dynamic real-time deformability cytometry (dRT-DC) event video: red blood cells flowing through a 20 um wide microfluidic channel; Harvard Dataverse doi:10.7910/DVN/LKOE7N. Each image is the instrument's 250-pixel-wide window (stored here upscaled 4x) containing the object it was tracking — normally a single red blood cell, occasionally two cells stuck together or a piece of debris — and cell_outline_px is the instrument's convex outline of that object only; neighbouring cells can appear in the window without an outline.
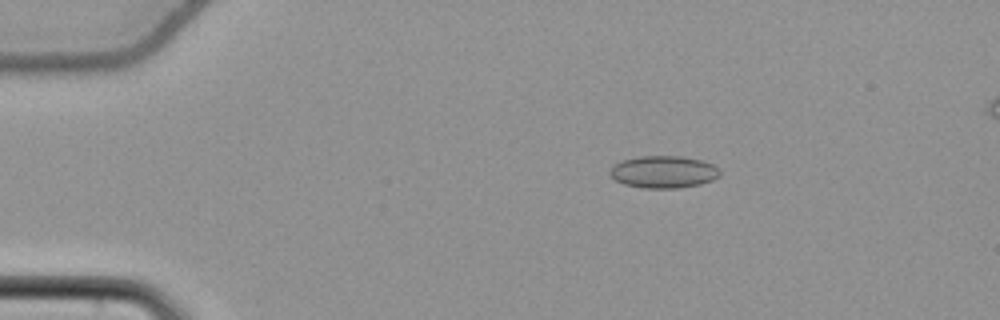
{"species": "common noctule bat (a hibernating species)", "species_latin": "Nyctalus noctula", "temperature_condition": "cold", "stored_images_in_passage": 56, "camera_frame_rate_fps": 3000, "um_per_image_px": 0.085, "animal": {"sex": "female", "body_mass_g": 22.7, "forearm_length_mm": 54.2}, "frame": {"image": 1, "passage_image": 11, "time_ms": 3.333, "image_size_px": [1000, 320], "cell_outline_px": [[720, 176], [712, 180], [700, 184], [680, 188], [644, 188], [624, 184], [616, 180], [608, 172], [612, 164], [620, 160], [640, 156], [684, 156], [700, 160], [712, 164], [720, 172]], "centroid_in_image_um": [56.36, 14.6], "position_along_channel_um": 28.6, "area_um2": 20.75}}
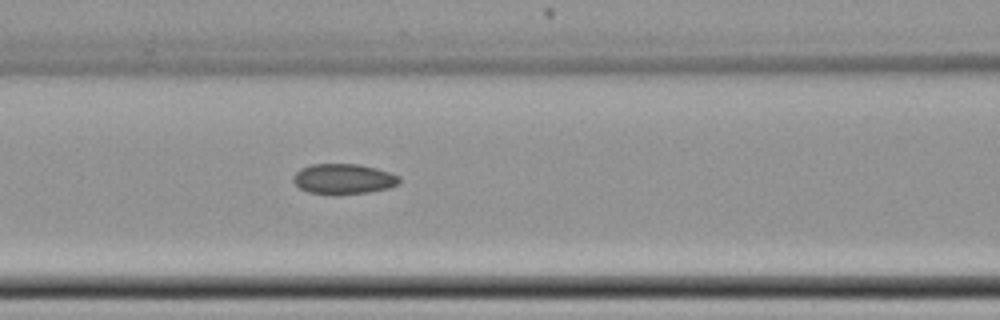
{"frame": {"image": 2, "passage_image": 25, "time_ms": 8.0, "image_size_px": [1000, 320], "cell_outline_px": [[400, 184], [388, 188], [368, 192], [336, 196], [332, 196], [308, 192], [300, 188], [292, 180], [292, 176], [300, 168], [312, 164], [360, 164], [376, 168], [400, 176]], "centroid_in_image_um": [29.18, 15.23], "position_along_channel_um": 137.4, "area_um2": 19.13}}
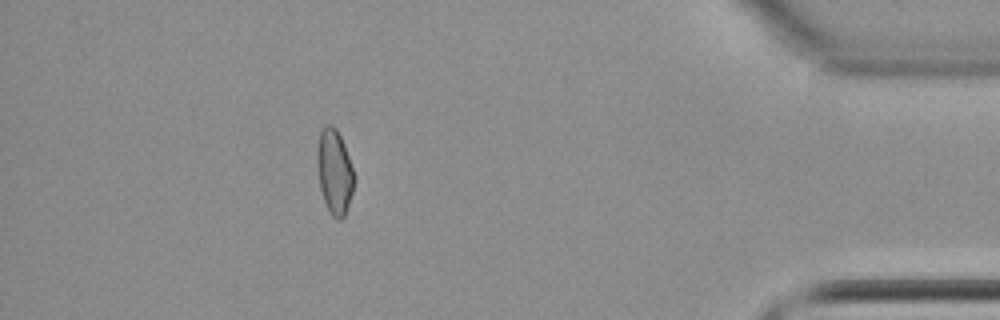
{"frame": {"image": 3, "passage_image": 50, "time_ms": 16.333, "image_size_px": [1000, 320], "cell_outline_px": [[356, 180], [344, 216], [340, 220], [336, 220], [332, 216], [324, 200], [320, 188], [316, 164], [316, 148], [320, 132], [328, 124], [332, 124], [336, 128], [344, 144], [356, 176]], "centroid_in_image_um": [28.43, 14.58], "position_along_channel_um": 406.8, "area_um2": 18.44}, "authors_computed_cell_mechanics": {"area_um2": 18.9584, "velocity_mm_per_s": 3.8144, "shape_relaxation_time_tau1_ms": null, "shape_relaxation_time_tau2_ms": 5.3611, "deformation_change_tau1": null, "deformation_change_tau2": 0.0806}}